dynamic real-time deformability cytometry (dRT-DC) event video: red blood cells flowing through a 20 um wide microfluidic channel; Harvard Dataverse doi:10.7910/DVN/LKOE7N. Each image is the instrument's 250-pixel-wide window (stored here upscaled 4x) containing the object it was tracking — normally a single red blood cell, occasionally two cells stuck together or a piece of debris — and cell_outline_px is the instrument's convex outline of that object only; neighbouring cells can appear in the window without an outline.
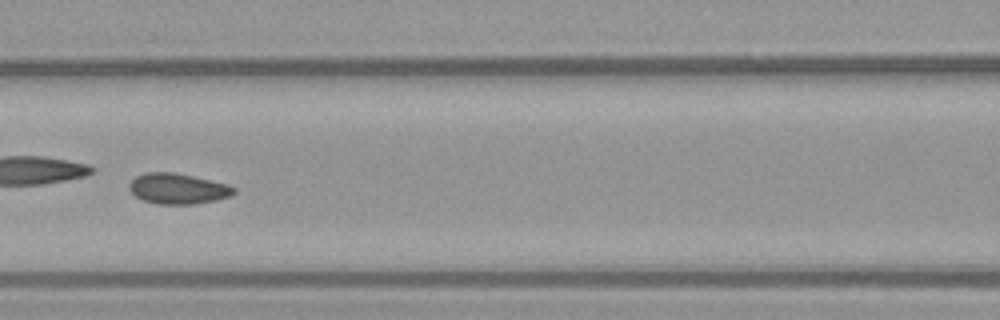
{"species": "common noctule bat (a hibernating species)", "species_latin": "Nyctalus noctula", "temperature_condition": "warm", "stored_images_in_passage": 41, "camera_frame_rate_fps": 3000, "um_per_image_px": 0.085, "animal": {"sex": "female", "body_mass_g": 21.9}, "frame": {"image": 1, "passage_image": 12, "time_ms": 3.667, "image_size_px": [1000, 320], "cell_outline_px": [[236, 192], [232, 196], [216, 200], [196, 204], [160, 204], [144, 200], [136, 196], [128, 188], [128, 184], [136, 176], [144, 172], [172, 172], [192, 176], [228, 184], [236, 188]], "centroid_in_image_um": [15.14, 16.03], "position_along_channel_um": 151.5, "area_um2": 18.67}, "authors_computed_cell_mechanics": {"area_um2": 18.5538, "velocity_mm_per_s": 3.9018, "shape_relaxation_time_tau1_ms": 5.6972, "shape_relaxation_time_tau2_ms": 2.68, "deformation_change_tau1": 0.0901, "deformation_change_tau2": 0.0569}}